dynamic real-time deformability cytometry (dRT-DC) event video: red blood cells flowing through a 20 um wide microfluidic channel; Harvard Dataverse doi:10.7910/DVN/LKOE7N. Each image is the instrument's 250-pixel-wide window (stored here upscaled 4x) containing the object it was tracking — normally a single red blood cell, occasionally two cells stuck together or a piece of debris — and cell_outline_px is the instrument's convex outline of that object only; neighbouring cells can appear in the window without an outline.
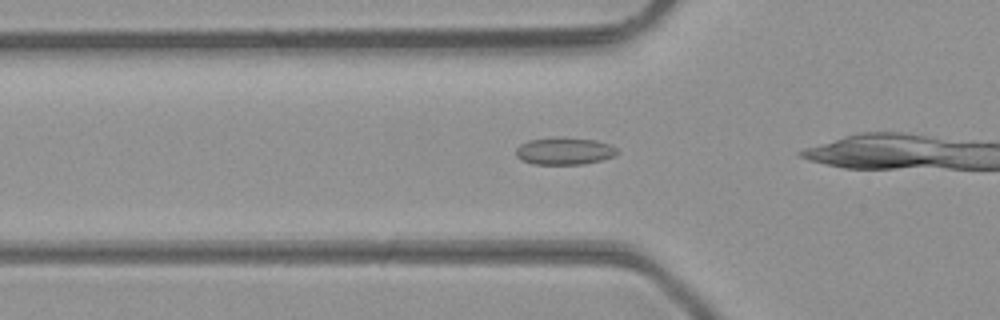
{"species": "common noctule bat (a hibernating species)", "species_latin": "Nyctalus noctula", "temperature_condition": "room temperature", "stored_images_in_passage": 5, "camera_frame_rate_fps": 3000, "um_per_image_px": 0.085, "animal": {"sex": "male", "body_mass_g": 23.1, "forearm_length_mm": 52.7}, "frame": {"image": 1, "passage_image": 3, "time_ms": 0.667, "image_size_px": [1000, 320], "cell_outline_px": [[620, 152], [612, 156], [600, 160], [580, 164], [532, 164], [520, 160], [516, 156], [516, 148], [520, 144], [528, 140], [556, 136], [564, 136], [596, 140], [608, 144], [616, 148]], "centroid_in_image_um": [47.92, 12.81], "position_along_channel_um": 77.9, "area_um2": 16.3}}